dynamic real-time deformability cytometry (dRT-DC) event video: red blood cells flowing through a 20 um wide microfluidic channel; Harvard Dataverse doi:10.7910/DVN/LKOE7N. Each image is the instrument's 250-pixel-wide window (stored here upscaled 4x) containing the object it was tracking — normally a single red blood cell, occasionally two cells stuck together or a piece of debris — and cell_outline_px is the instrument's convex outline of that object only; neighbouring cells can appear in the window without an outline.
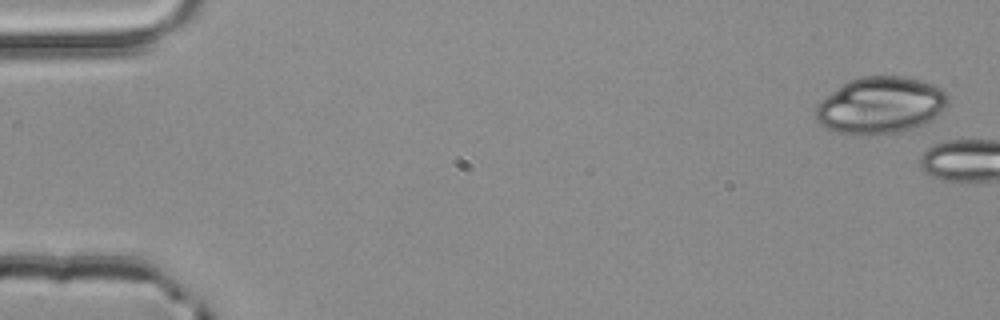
{"species": "common noctule bat (a hibernating species)", "species_latin": "Nyctalus noctula", "temperature_condition": "room temperature", "stored_images_in_passage": 4, "camera_frame_rate_fps": 3000, "um_per_image_px": 0.085, "animal": {"sex": "male", "body_mass_g": 20.4}, "frame": {"image": 1, "passage_image": 1, "time_ms": 0.0, "image_size_px": [1000, 320], "cell_outline_px": [[948, 104], [928, 124], [896, 132], [840, 132], [828, 128], [820, 124], [816, 120], [816, 104], [820, 100], [836, 88], [848, 80], [864, 76], [904, 76], [920, 80], [944, 88], [948, 96]], "centroid_in_image_um": [74.88, 8.9], "position_along_channel_um": 10.1, "area_um2": 43.23}}